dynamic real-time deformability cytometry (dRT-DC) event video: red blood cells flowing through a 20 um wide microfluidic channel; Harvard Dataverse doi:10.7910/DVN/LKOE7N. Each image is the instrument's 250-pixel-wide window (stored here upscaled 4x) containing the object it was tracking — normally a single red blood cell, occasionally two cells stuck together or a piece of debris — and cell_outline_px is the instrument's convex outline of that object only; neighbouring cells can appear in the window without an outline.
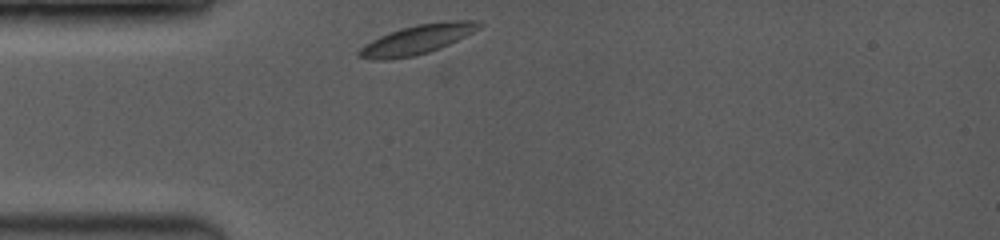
{"species": "common noctule bat (a hibernating species)", "species_latin": "Nyctalus noctula", "temperature_condition": "room temperature", "stored_images_in_passage": 1, "camera_frame_rate_fps": 3500, "um_per_image_px": 0.085, "animal": {"sex": "female", "body_mass_g": 19.0, "forearm_length_mm": 53.3}, "frame": {"image": 1, "passage_image": 1, "time_ms": 0.0, "image_size_px": [1000, 240], "cell_outline_px": [[484, 24], [480, 28], [448, 44], [428, 52], [412, 56], [384, 60], [376, 60], [356, 56], [356, 52], [364, 44], [380, 36], [416, 24], [448, 20], [476, 20]], "centroid_in_image_um": [35.45, 3.35], "position_along_channel_um": 49.5, "area_um2": 20.23}}